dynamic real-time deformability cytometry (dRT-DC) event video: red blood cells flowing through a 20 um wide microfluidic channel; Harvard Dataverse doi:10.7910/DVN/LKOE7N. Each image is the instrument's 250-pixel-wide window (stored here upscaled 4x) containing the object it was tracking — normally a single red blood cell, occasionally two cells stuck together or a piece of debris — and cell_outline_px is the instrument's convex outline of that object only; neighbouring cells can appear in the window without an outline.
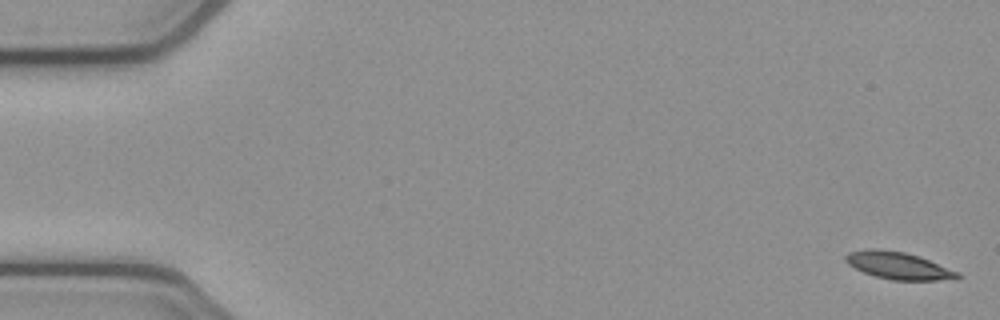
{"species": "common noctule bat (a hibernating species)", "species_latin": "Nyctalus noctula", "temperature_condition": "cold", "stored_images_in_passage": 53, "camera_frame_rate_fps": 3000, "um_per_image_px": 0.085, "animal": {"sex": "female", "body_mass_g": 21.9}, "frame": {"image": 1, "passage_image": 1, "time_ms": 0.0, "image_size_px": [1000, 320], "cell_outline_px": [[964, 276], [956, 280], [892, 280], [876, 276], [864, 272], [848, 264], [844, 260], [844, 256], [848, 252], [868, 248], [876, 248], [904, 252], [920, 256], [960, 272]], "centroid_in_image_um": [76.42, 22.57], "position_along_channel_um": 8.6, "area_um2": 18.03}}
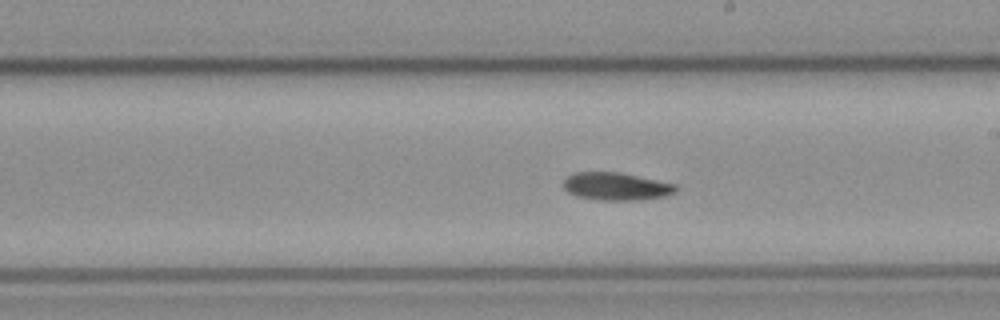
{"frame": {"image": 2, "passage_image": 30, "time_ms": 9.667, "image_size_px": [1000, 320], "cell_outline_px": [[680, 188], [676, 192], [668, 196], [636, 200], [600, 200], [576, 196], [568, 192], [564, 188], [564, 180], [572, 172], [620, 172], [676, 184]], "centroid_in_image_um": [52.41, 15.84], "position_along_channel_um": 236.6, "area_um2": 18.32}}
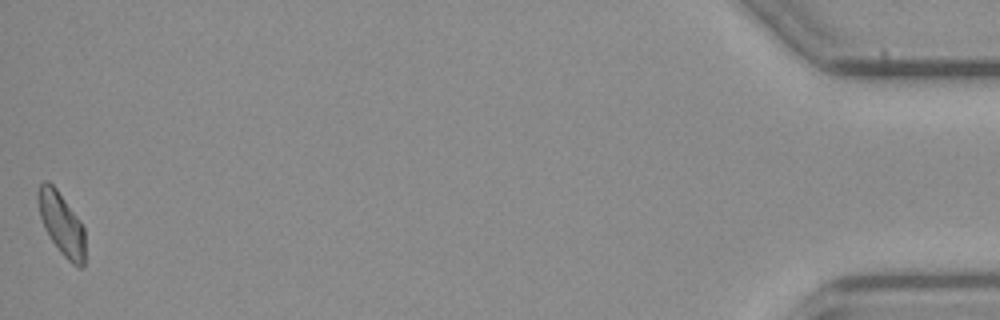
{"frame": {"image": 3, "passage_image": 53, "time_ms": 17.333, "image_size_px": [1000, 320], "cell_outline_px": [[84, 264], [80, 268], [76, 268], [60, 252], [44, 228], [40, 216], [36, 200], [36, 192], [40, 184], [44, 180], [48, 180], [56, 188], [80, 220], [84, 228]], "centroid_in_image_um": [5.2, 18.99], "position_along_channel_um": 430.0, "area_um2": 17.28}, "authors_computed_cell_mechanics": {"area_um2": 18.0914, "velocity_mm_per_s": 3.8375, "shape_relaxation_time_tau1_ms": 6.9338, "shape_relaxation_time_tau2_ms": null, "deformation_change_tau1": 0.1375, "deformation_change_tau2": null}}